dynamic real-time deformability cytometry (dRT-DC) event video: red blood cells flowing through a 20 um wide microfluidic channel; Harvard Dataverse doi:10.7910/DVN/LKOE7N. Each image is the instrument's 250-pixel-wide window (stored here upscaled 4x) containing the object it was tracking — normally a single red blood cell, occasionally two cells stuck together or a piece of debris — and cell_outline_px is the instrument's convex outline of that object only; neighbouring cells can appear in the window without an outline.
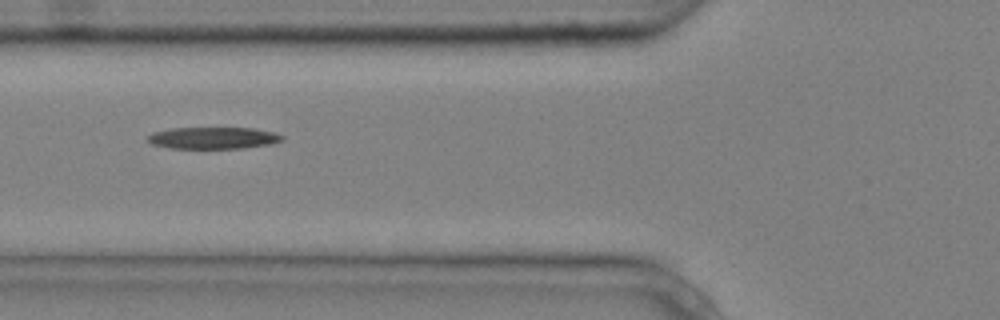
{"species": "common noctule bat (a hibernating species)", "species_latin": "Nyctalus noctula", "temperature_condition": "cold", "stored_images_in_passage": 9, "camera_frame_rate_fps": 3000, "um_per_image_px": 0.085, "animal": {"sex": "male", "body_mass_g": 20.4}, "frame": {"image": 1, "passage_image": 4, "time_ms": 1.0, "image_size_px": [1000, 320], "cell_outline_px": [[284, 140], [272, 144], [244, 148], [168, 148], [152, 144], [148, 140], [148, 136], [152, 132], [172, 128], [256, 128], [276, 132], [284, 136]], "centroid_in_image_um": [18.18, 11.72], "position_along_channel_um": 107.6, "area_um2": 17.22}}
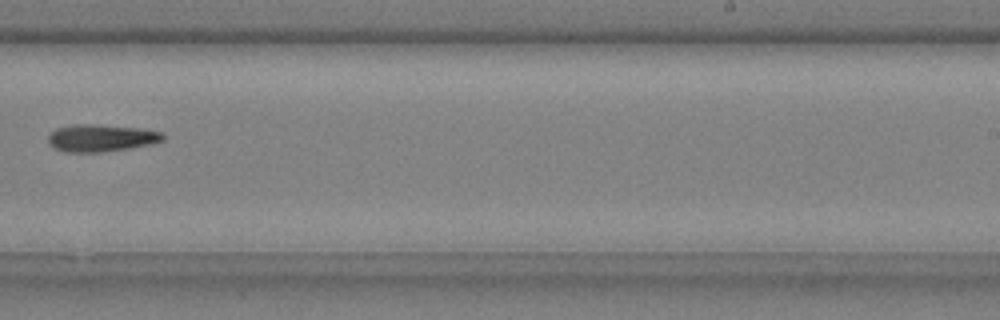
{"frame": {"image": 2, "passage_image": 8, "time_ms": 2.333, "image_size_px": [1000, 320], "cell_outline_px": [[164, 140], [152, 144], [128, 148], [100, 152], [64, 152], [56, 148], [48, 140], [48, 136], [56, 128], [76, 124], [96, 124], [140, 128], [164, 132]], "centroid_in_image_um": [8.63, 11.72], "position_along_channel_um": 280.4, "area_um2": 18.15}}